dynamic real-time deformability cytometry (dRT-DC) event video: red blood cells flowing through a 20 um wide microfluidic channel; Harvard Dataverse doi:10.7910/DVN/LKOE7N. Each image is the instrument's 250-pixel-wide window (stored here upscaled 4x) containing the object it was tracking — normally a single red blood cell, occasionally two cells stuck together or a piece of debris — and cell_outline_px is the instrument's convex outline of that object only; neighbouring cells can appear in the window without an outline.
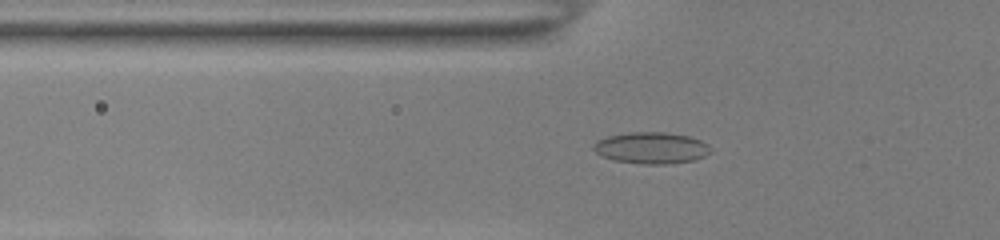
{"species": "common noctule bat (a hibernating species)", "species_latin": "Nyctalus noctula", "temperature_condition": "room temperature", "stored_images_in_passage": 52, "camera_frame_rate_fps": 3000, "um_per_image_px": 0.085, "animal": {"sex": "female", "body_mass_g": 22.0, "forearm_length_mm": 56.7}, "frame": {"image": 1, "passage_image": 18, "time_ms": 5.667, "image_size_px": [1000, 240], "cell_outline_px": [[712, 152], [696, 160], [668, 164], [640, 164], [616, 160], [604, 156], [596, 152], [592, 148], [592, 144], [596, 140], [608, 136], [628, 132], [664, 132], [688, 136], [700, 140], [708, 144], [712, 148]], "centroid_in_image_um": [55.38, 12.57], "position_along_channel_um": 70.4, "area_um2": 21.62}}
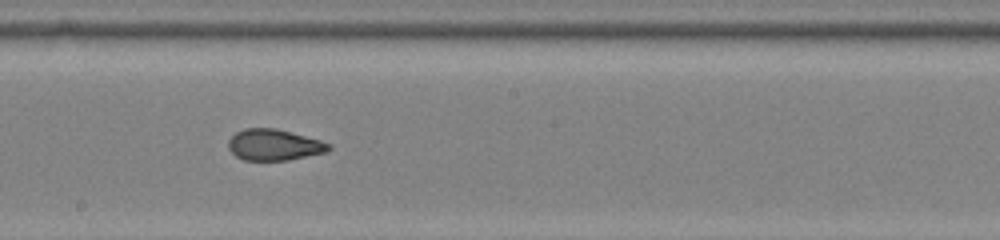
{"frame": {"image": 2, "passage_image": 30, "time_ms": 9.667, "image_size_px": [1000, 240], "cell_outline_px": [[332, 148], [324, 152], [288, 160], [244, 160], [236, 156], [228, 148], [228, 140], [236, 132], [244, 128], [276, 128], [320, 140], [328, 144]], "centroid_in_image_um": [23.25, 12.3], "position_along_channel_um": 225.0, "area_um2": 18.03}}
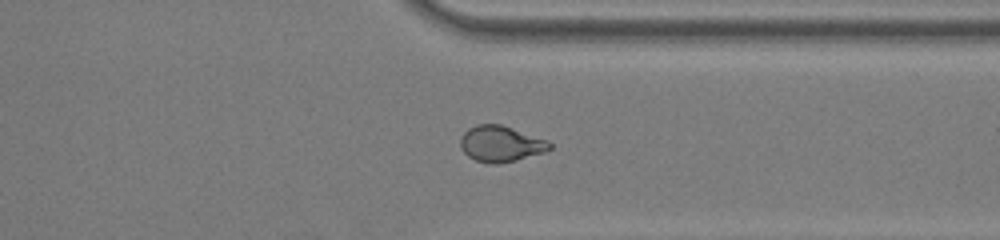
{"frame": {"image": 3, "passage_image": 41, "time_ms": 13.333, "image_size_px": [1000, 240], "cell_outline_px": [[552, 148], [544, 152], [516, 160], [496, 164], [492, 164], [476, 160], [468, 156], [460, 148], [460, 136], [468, 128], [476, 124], [500, 124], [548, 140], [552, 144]], "centroid_in_image_um": [42.55, 12.22], "position_along_channel_um": 368.9, "area_um2": 18.73}, "authors_computed_cell_mechanics": {"area_um2": 19.4208, "velocity_mm_per_s": 3.9066, "shape_relaxation_time_tau1_ms": null, "shape_relaxation_time_tau2_ms": 1.1896, "deformation_change_tau1": null, "deformation_change_tau2": 0.061}}